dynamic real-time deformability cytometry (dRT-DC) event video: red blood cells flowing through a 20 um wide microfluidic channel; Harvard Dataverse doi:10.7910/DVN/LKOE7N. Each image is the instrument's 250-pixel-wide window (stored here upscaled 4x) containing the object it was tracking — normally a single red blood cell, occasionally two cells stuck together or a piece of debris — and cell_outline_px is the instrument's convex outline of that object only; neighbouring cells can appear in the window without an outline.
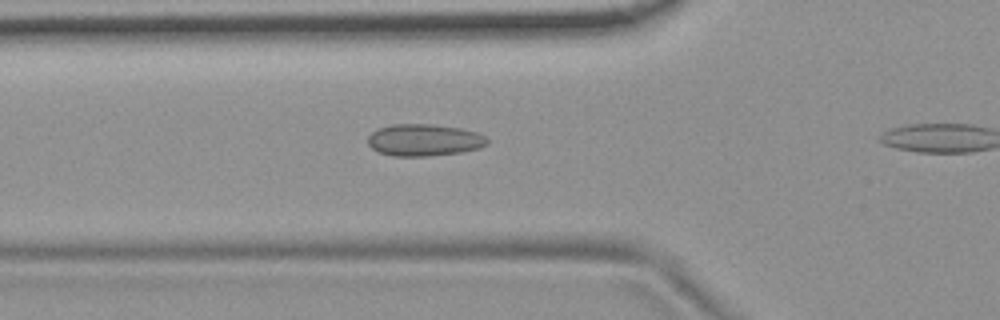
{"species": "common noctule bat (a hibernating species)", "species_latin": "Nyctalus noctula", "temperature_condition": "room temperature", "stored_images_in_passage": 7, "camera_frame_rate_fps": 3000, "um_per_image_px": 0.085, "animal": {"sex": "female", "body_mass_g": 19.9}, "frame": {"image": 1, "passage_image": 6, "time_ms": 1.667, "image_size_px": [1000, 320], "cell_outline_px": [[488, 144], [480, 148], [460, 152], [428, 156], [392, 156], [380, 152], [372, 148], [368, 144], [368, 136], [376, 128], [392, 124], [432, 124], [460, 128], [476, 132], [484, 136], [488, 140]], "centroid_in_image_um": [36.03, 11.9], "position_along_channel_um": 89.8, "area_um2": 22.25}}